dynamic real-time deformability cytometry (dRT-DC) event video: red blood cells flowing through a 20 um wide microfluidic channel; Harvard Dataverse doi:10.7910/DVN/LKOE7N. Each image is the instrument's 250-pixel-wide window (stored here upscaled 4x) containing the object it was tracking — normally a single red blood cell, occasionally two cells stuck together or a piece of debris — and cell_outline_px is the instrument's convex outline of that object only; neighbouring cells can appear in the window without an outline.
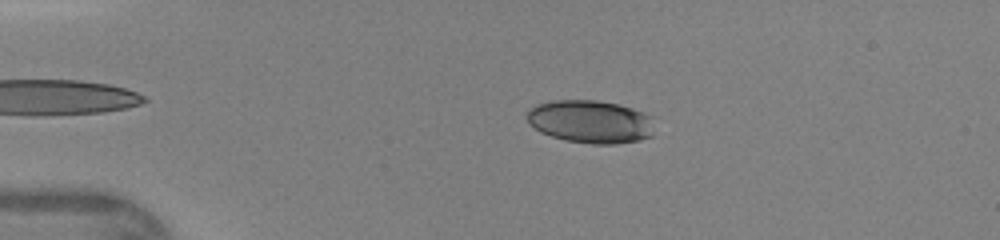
{"species": "human", "species_latin": "Homo sapiens", "temperature_condition": "warm", "stored_images_in_passage": 45, "camera_frame_rate_fps": 3000, "um_per_image_px": 0.085, "donor": {"sex": "female"}, "frame": {"image": 1, "passage_image": 9, "time_ms": 2.667, "image_size_px": [1000, 240], "cell_outline_px": [[652, 136], [640, 140], [616, 144], [592, 144], [564, 140], [540, 132], [528, 124], [528, 112], [536, 104], [552, 100], [596, 100], [616, 104], [632, 108], [644, 112], [652, 116]], "centroid_in_image_um": [50.19, 10.34], "position_along_channel_um": 34.8, "area_um2": 32.02}}
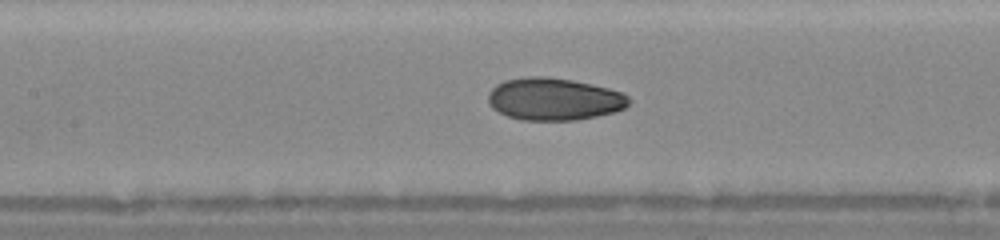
{"frame": {"image": 2, "passage_image": 21, "time_ms": 6.667, "image_size_px": [1000, 240], "cell_outline_px": [[632, 100], [624, 108], [616, 112], [576, 120], [520, 120], [508, 116], [492, 108], [488, 104], [488, 92], [496, 84], [504, 80], [528, 76], [548, 76], [572, 80], [592, 84], [624, 92]], "centroid_in_image_um": [47.1, 8.41], "position_along_channel_um": 160.3, "area_um2": 35.08}}
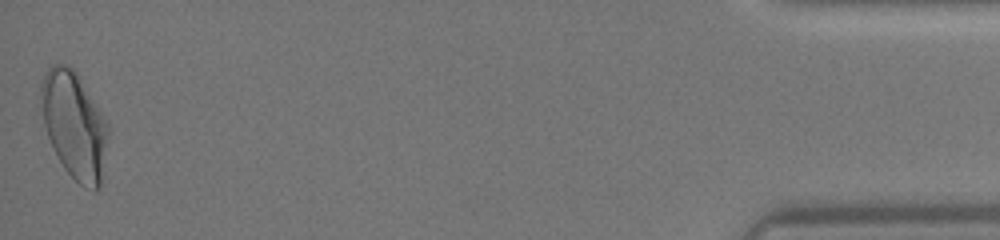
{"frame": {"image": 3, "passage_image": 45, "time_ms": 14.667, "image_size_px": [1000, 240], "cell_outline_px": [[108, 136], [100, 188], [96, 192], [84, 188], [64, 168], [52, 148], [44, 124], [40, 96], [40, 84], [48, 68], [52, 64], [64, 64], [72, 68], [76, 72], [108, 124]], "centroid_in_image_um": [6.3, 10.66], "position_along_channel_um": 428.9, "area_um2": 41.44}}